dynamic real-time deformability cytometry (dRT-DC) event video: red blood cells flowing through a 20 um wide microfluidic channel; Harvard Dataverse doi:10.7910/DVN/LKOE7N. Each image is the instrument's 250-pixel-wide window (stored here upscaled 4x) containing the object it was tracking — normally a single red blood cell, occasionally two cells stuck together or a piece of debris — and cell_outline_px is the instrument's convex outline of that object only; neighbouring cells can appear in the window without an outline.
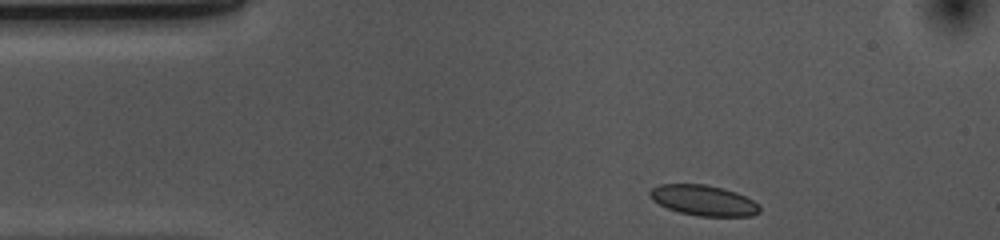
{"species": "common noctule bat (a hibernating species)", "species_latin": "Nyctalus noctula", "temperature_condition": "cold", "stored_images_in_passage": 36, "camera_frame_rate_fps": 3000, "um_per_image_px": 0.085, "animal": {"sex": "female", "body_mass_g": 10.0, "forearm_length_mm": 53.1}, "frame": {"image": 1, "passage_image": 1, "time_ms": 0.0, "image_size_px": [1000, 240], "cell_outline_px": [[760, 212], [752, 216], [696, 216], [680, 212], [668, 208], [652, 200], [648, 196], [648, 192], [652, 188], [660, 184], [704, 184], [724, 188], [736, 192], [752, 200], [760, 208]], "centroid_in_image_um": [59.77, 17.03], "position_along_channel_um": 25.2, "area_um2": 19.48}}
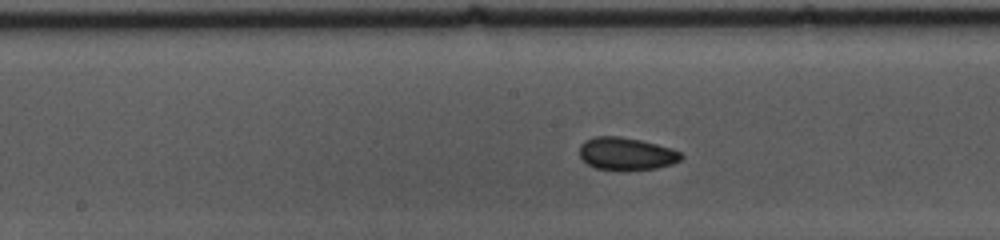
{"frame": {"image": 2, "passage_image": 19, "time_ms": 6.0, "image_size_px": [1000, 240], "cell_outline_px": [[684, 156], [680, 160], [672, 164], [656, 168], [624, 172], [596, 168], [588, 164], [580, 156], [580, 144], [584, 140], [596, 136], [620, 136], [640, 140], [672, 148], [680, 152]], "centroid_in_image_um": [53.24, 13.09], "position_along_channel_um": 195.0, "area_um2": 19.65}}
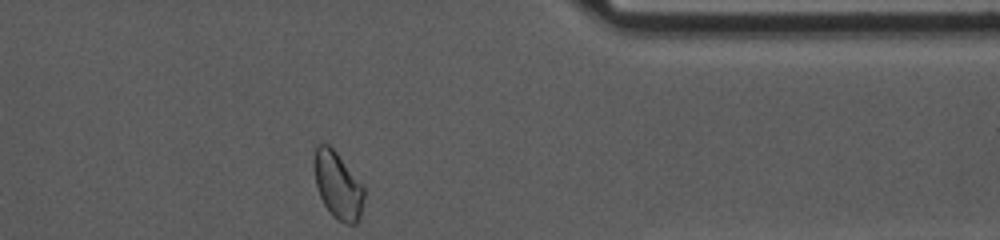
{"frame": {"image": 3, "passage_image": 36, "time_ms": 11.667, "image_size_px": [1000, 240], "cell_outline_px": [[364, 200], [360, 216], [356, 224], [344, 224], [336, 220], [332, 216], [324, 204], [320, 196], [316, 184], [312, 164], [312, 160], [316, 144], [328, 144], [336, 152], [364, 188]], "centroid_in_image_um": [28.68, 15.77], "position_along_channel_um": 382.7, "area_um2": 19.54}, "authors_computed_cell_mechanics": {"area_um2": 19.4497, "velocity_mm_per_s": 3.6421, "shape_relaxation_time_tau1_ms": 2.6558, "shape_relaxation_time_tau2_ms": 2.6709, "deformation_change_tau1": 0.0677, "deformation_change_tau2": 0.0566}}